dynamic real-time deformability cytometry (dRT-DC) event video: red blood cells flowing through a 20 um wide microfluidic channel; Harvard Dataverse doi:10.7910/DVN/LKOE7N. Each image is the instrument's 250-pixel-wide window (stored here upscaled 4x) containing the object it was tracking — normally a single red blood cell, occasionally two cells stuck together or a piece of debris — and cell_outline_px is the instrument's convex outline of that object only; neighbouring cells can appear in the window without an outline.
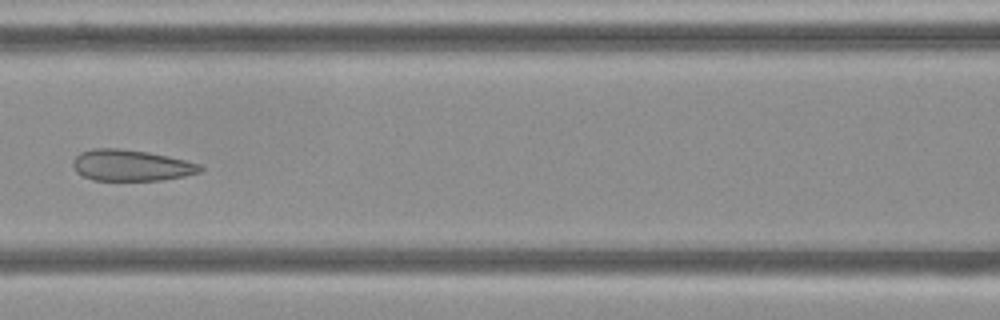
{"species": "Egyptian fruit bat (a non-hibernating species)", "species_latin": "Rousettus aegyptiacus", "temperature_condition": "cold", "stored_images_in_passage": 15, "camera_frame_rate_fps": 3000, "um_per_image_px": 0.085, "frame": {"image": 1, "passage_image": 7, "time_ms": 8.0, "image_size_px": [1000, 320], "cell_outline_px": [[204, 168], [200, 172], [184, 176], [164, 180], [92, 180], [76, 172], [72, 164], [72, 160], [80, 152], [92, 148], [120, 148], [148, 152], [168, 156], [200, 164]], "centroid_in_image_um": [11.12, 14.05], "position_along_channel_um": 155.5, "area_um2": 23.24}}
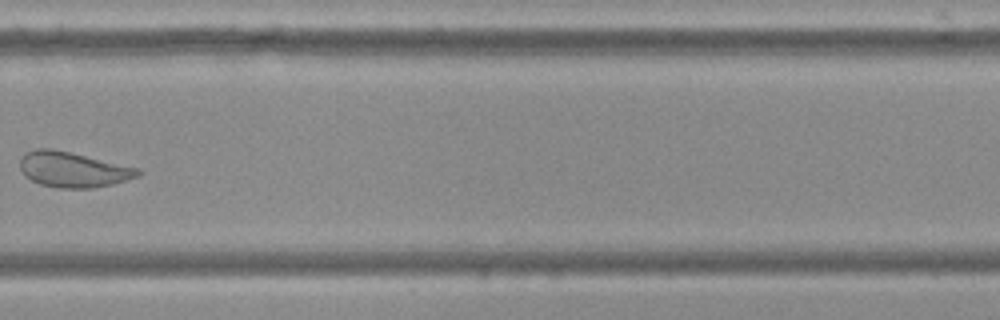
{"frame": {"image": 2, "passage_image": 11, "time_ms": 12.667, "image_size_px": [1000, 320], "cell_outline_px": [[144, 172], [140, 176], [112, 184], [92, 188], [60, 188], [40, 184], [32, 180], [20, 168], [20, 160], [24, 152], [36, 148], [52, 148], [72, 152], [140, 168]], "centroid_in_image_um": [6.25, 14.39], "position_along_channel_um": 323.5, "area_um2": 24.45}}
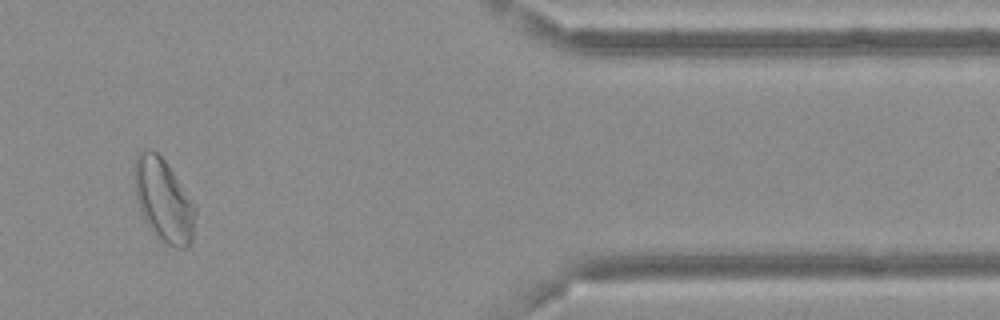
{"frame": {"image": 3, "passage_image": 13, "time_ms": 15.667, "image_size_px": [1000, 320], "cell_outline_px": [[196, 212], [192, 240], [188, 248], [176, 248], [164, 244], [156, 236], [144, 220], [136, 196], [136, 156], [140, 152], [148, 148], [156, 152], [164, 160], [196, 204]], "centroid_in_image_um": [13.95, 17.08], "position_along_channel_um": 397.4, "area_um2": 29.19}, "authors_computed_cell_mechanics": {"area_um2": 29.189, "velocity_mm_per_s": 3.6262, "shape_relaxation_time_tau1_ms": null, "shape_relaxation_time_tau2_ms": 2.0912, "deformation_change_tau1": null, "deformation_change_tau2": 0.0309}}